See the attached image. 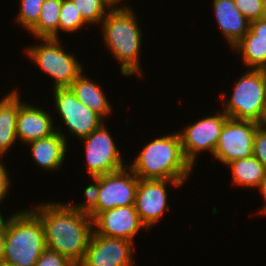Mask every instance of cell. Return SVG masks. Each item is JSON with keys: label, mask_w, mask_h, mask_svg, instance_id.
Instances as JSON below:
<instances>
[{"label": "cell", "mask_w": 266, "mask_h": 266, "mask_svg": "<svg viewBox=\"0 0 266 266\" xmlns=\"http://www.w3.org/2000/svg\"><path fill=\"white\" fill-rule=\"evenodd\" d=\"M96 83L90 77L88 78L84 71L72 82L69 88L85 106L96 112L102 118H107L112 114L113 107L103 92L102 86Z\"/></svg>", "instance_id": "19"}, {"label": "cell", "mask_w": 266, "mask_h": 266, "mask_svg": "<svg viewBox=\"0 0 266 266\" xmlns=\"http://www.w3.org/2000/svg\"><path fill=\"white\" fill-rule=\"evenodd\" d=\"M11 90L0 99V156L3 157L17 141V116L19 106L24 102L17 88Z\"/></svg>", "instance_id": "18"}, {"label": "cell", "mask_w": 266, "mask_h": 266, "mask_svg": "<svg viewBox=\"0 0 266 266\" xmlns=\"http://www.w3.org/2000/svg\"><path fill=\"white\" fill-rule=\"evenodd\" d=\"M1 204H3V203L0 201V206H1ZM1 208H2V207H0V209H1ZM3 222H5V219H4V217H3L2 212L0 211V224L3 223Z\"/></svg>", "instance_id": "35"}, {"label": "cell", "mask_w": 266, "mask_h": 266, "mask_svg": "<svg viewBox=\"0 0 266 266\" xmlns=\"http://www.w3.org/2000/svg\"><path fill=\"white\" fill-rule=\"evenodd\" d=\"M53 99L55 111L59 115L61 122L60 126L56 125V131L64 138L69 140L62 130V124L66 125L67 131L73 134L79 140L88 136L92 131L98 129L104 120L96 112L80 102L70 88L53 89Z\"/></svg>", "instance_id": "7"}, {"label": "cell", "mask_w": 266, "mask_h": 266, "mask_svg": "<svg viewBox=\"0 0 266 266\" xmlns=\"http://www.w3.org/2000/svg\"><path fill=\"white\" fill-rule=\"evenodd\" d=\"M253 156L266 167V124H259L254 136Z\"/></svg>", "instance_id": "29"}, {"label": "cell", "mask_w": 266, "mask_h": 266, "mask_svg": "<svg viewBox=\"0 0 266 266\" xmlns=\"http://www.w3.org/2000/svg\"><path fill=\"white\" fill-rule=\"evenodd\" d=\"M112 9L114 8H127L128 5H124V0H104ZM123 1V2H122Z\"/></svg>", "instance_id": "34"}, {"label": "cell", "mask_w": 266, "mask_h": 266, "mask_svg": "<svg viewBox=\"0 0 266 266\" xmlns=\"http://www.w3.org/2000/svg\"><path fill=\"white\" fill-rule=\"evenodd\" d=\"M82 18L89 24L98 26L112 9L104 0H71ZM96 24V25H95Z\"/></svg>", "instance_id": "23"}, {"label": "cell", "mask_w": 266, "mask_h": 266, "mask_svg": "<svg viewBox=\"0 0 266 266\" xmlns=\"http://www.w3.org/2000/svg\"><path fill=\"white\" fill-rule=\"evenodd\" d=\"M86 25L89 26L76 9L74 3L71 0H62L58 24V38H60V30L69 34L83 29Z\"/></svg>", "instance_id": "24"}, {"label": "cell", "mask_w": 266, "mask_h": 266, "mask_svg": "<svg viewBox=\"0 0 266 266\" xmlns=\"http://www.w3.org/2000/svg\"><path fill=\"white\" fill-rule=\"evenodd\" d=\"M18 210L5 219L3 263L34 266L46 249L45 232L40 218L31 209Z\"/></svg>", "instance_id": "4"}, {"label": "cell", "mask_w": 266, "mask_h": 266, "mask_svg": "<svg viewBox=\"0 0 266 266\" xmlns=\"http://www.w3.org/2000/svg\"><path fill=\"white\" fill-rule=\"evenodd\" d=\"M41 220L46 248L67 257L77 266L85 256L93 233V219L60 201L39 203L31 209Z\"/></svg>", "instance_id": "1"}, {"label": "cell", "mask_w": 266, "mask_h": 266, "mask_svg": "<svg viewBox=\"0 0 266 266\" xmlns=\"http://www.w3.org/2000/svg\"><path fill=\"white\" fill-rule=\"evenodd\" d=\"M235 6L249 21L265 18L266 0H233Z\"/></svg>", "instance_id": "27"}, {"label": "cell", "mask_w": 266, "mask_h": 266, "mask_svg": "<svg viewBox=\"0 0 266 266\" xmlns=\"http://www.w3.org/2000/svg\"><path fill=\"white\" fill-rule=\"evenodd\" d=\"M259 190L261 191V194L263 196V200L265 201L264 206L261 208L262 210H259V212H257L258 214H263L266 211V169H265V173L263 176V180L262 183L259 187Z\"/></svg>", "instance_id": "33"}, {"label": "cell", "mask_w": 266, "mask_h": 266, "mask_svg": "<svg viewBox=\"0 0 266 266\" xmlns=\"http://www.w3.org/2000/svg\"><path fill=\"white\" fill-rule=\"evenodd\" d=\"M44 1L45 0H20V8L15 17V22L21 25L23 29L29 31L36 24Z\"/></svg>", "instance_id": "25"}, {"label": "cell", "mask_w": 266, "mask_h": 266, "mask_svg": "<svg viewBox=\"0 0 266 266\" xmlns=\"http://www.w3.org/2000/svg\"><path fill=\"white\" fill-rule=\"evenodd\" d=\"M236 81L230 99L221 92L222 111L231 119L266 122V70L248 69ZM225 99L227 101H225ZM226 105V106H225Z\"/></svg>", "instance_id": "5"}, {"label": "cell", "mask_w": 266, "mask_h": 266, "mask_svg": "<svg viewBox=\"0 0 266 266\" xmlns=\"http://www.w3.org/2000/svg\"><path fill=\"white\" fill-rule=\"evenodd\" d=\"M141 228L146 229L134 205L115 207L93 218V232L101 236L133 242Z\"/></svg>", "instance_id": "14"}, {"label": "cell", "mask_w": 266, "mask_h": 266, "mask_svg": "<svg viewBox=\"0 0 266 266\" xmlns=\"http://www.w3.org/2000/svg\"><path fill=\"white\" fill-rule=\"evenodd\" d=\"M62 0H45L36 24L28 31L34 38H58Z\"/></svg>", "instance_id": "22"}, {"label": "cell", "mask_w": 266, "mask_h": 266, "mask_svg": "<svg viewBox=\"0 0 266 266\" xmlns=\"http://www.w3.org/2000/svg\"><path fill=\"white\" fill-rule=\"evenodd\" d=\"M113 139L103 123L98 129L79 140L84 143L86 170L90 177L109 174L127 166L125 163L128 162L123 161L119 147Z\"/></svg>", "instance_id": "8"}, {"label": "cell", "mask_w": 266, "mask_h": 266, "mask_svg": "<svg viewBox=\"0 0 266 266\" xmlns=\"http://www.w3.org/2000/svg\"><path fill=\"white\" fill-rule=\"evenodd\" d=\"M35 104L23 102L19 106L16 134L17 140L21 144L48 137L56 132V126L51 114L43 107L34 106Z\"/></svg>", "instance_id": "15"}, {"label": "cell", "mask_w": 266, "mask_h": 266, "mask_svg": "<svg viewBox=\"0 0 266 266\" xmlns=\"http://www.w3.org/2000/svg\"><path fill=\"white\" fill-rule=\"evenodd\" d=\"M0 266H15V265H9V264H6V263H2V264H0Z\"/></svg>", "instance_id": "36"}, {"label": "cell", "mask_w": 266, "mask_h": 266, "mask_svg": "<svg viewBox=\"0 0 266 266\" xmlns=\"http://www.w3.org/2000/svg\"><path fill=\"white\" fill-rule=\"evenodd\" d=\"M139 178L128 166L99 176L97 208L90 214L93 219L98 213L120 206L134 205Z\"/></svg>", "instance_id": "10"}, {"label": "cell", "mask_w": 266, "mask_h": 266, "mask_svg": "<svg viewBox=\"0 0 266 266\" xmlns=\"http://www.w3.org/2000/svg\"><path fill=\"white\" fill-rule=\"evenodd\" d=\"M232 48L235 53H239L244 66L249 69L266 70V41L255 39L250 30Z\"/></svg>", "instance_id": "21"}, {"label": "cell", "mask_w": 266, "mask_h": 266, "mask_svg": "<svg viewBox=\"0 0 266 266\" xmlns=\"http://www.w3.org/2000/svg\"><path fill=\"white\" fill-rule=\"evenodd\" d=\"M2 159L3 156H0V201L4 203L3 201L8 196L7 194L9 193L8 191L10 190L12 180L10 179L9 171L7 172Z\"/></svg>", "instance_id": "30"}, {"label": "cell", "mask_w": 266, "mask_h": 266, "mask_svg": "<svg viewBox=\"0 0 266 266\" xmlns=\"http://www.w3.org/2000/svg\"><path fill=\"white\" fill-rule=\"evenodd\" d=\"M68 141L59 132L26 144L36 165L44 171L61 169L67 155Z\"/></svg>", "instance_id": "17"}, {"label": "cell", "mask_w": 266, "mask_h": 266, "mask_svg": "<svg viewBox=\"0 0 266 266\" xmlns=\"http://www.w3.org/2000/svg\"><path fill=\"white\" fill-rule=\"evenodd\" d=\"M38 45L25 48L28 59L53 79L52 90L69 88L72 82L84 72L82 62L71 52H66L60 38H36ZM42 41V42H41ZM40 44V45H39ZM63 45V46H62Z\"/></svg>", "instance_id": "6"}, {"label": "cell", "mask_w": 266, "mask_h": 266, "mask_svg": "<svg viewBox=\"0 0 266 266\" xmlns=\"http://www.w3.org/2000/svg\"><path fill=\"white\" fill-rule=\"evenodd\" d=\"M128 165L144 180H177L185 182L193 167L186 160L178 132L162 135L148 142Z\"/></svg>", "instance_id": "3"}, {"label": "cell", "mask_w": 266, "mask_h": 266, "mask_svg": "<svg viewBox=\"0 0 266 266\" xmlns=\"http://www.w3.org/2000/svg\"><path fill=\"white\" fill-rule=\"evenodd\" d=\"M259 123L229 118L222 128L214 158L223 165L253 155L254 136Z\"/></svg>", "instance_id": "11"}, {"label": "cell", "mask_w": 266, "mask_h": 266, "mask_svg": "<svg viewBox=\"0 0 266 266\" xmlns=\"http://www.w3.org/2000/svg\"><path fill=\"white\" fill-rule=\"evenodd\" d=\"M249 30L255 35V39L266 41V18L250 22Z\"/></svg>", "instance_id": "31"}, {"label": "cell", "mask_w": 266, "mask_h": 266, "mask_svg": "<svg viewBox=\"0 0 266 266\" xmlns=\"http://www.w3.org/2000/svg\"><path fill=\"white\" fill-rule=\"evenodd\" d=\"M231 171L233 186L259 189L266 167L253 155L226 165Z\"/></svg>", "instance_id": "20"}, {"label": "cell", "mask_w": 266, "mask_h": 266, "mask_svg": "<svg viewBox=\"0 0 266 266\" xmlns=\"http://www.w3.org/2000/svg\"><path fill=\"white\" fill-rule=\"evenodd\" d=\"M132 245L131 241L93 232L84 259L78 266H136Z\"/></svg>", "instance_id": "13"}, {"label": "cell", "mask_w": 266, "mask_h": 266, "mask_svg": "<svg viewBox=\"0 0 266 266\" xmlns=\"http://www.w3.org/2000/svg\"><path fill=\"white\" fill-rule=\"evenodd\" d=\"M213 13L218 28L223 37L230 44V48L236 45L249 31L250 22L235 6L233 0H212Z\"/></svg>", "instance_id": "16"}, {"label": "cell", "mask_w": 266, "mask_h": 266, "mask_svg": "<svg viewBox=\"0 0 266 266\" xmlns=\"http://www.w3.org/2000/svg\"><path fill=\"white\" fill-rule=\"evenodd\" d=\"M133 7L111 9L100 24V32L108 52L120 63V70L125 77L142 76L141 44L142 29ZM134 11V12H133Z\"/></svg>", "instance_id": "2"}, {"label": "cell", "mask_w": 266, "mask_h": 266, "mask_svg": "<svg viewBox=\"0 0 266 266\" xmlns=\"http://www.w3.org/2000/svg\"><path fill=\"white\" fill-rule=\"evenodd\" d=\"M168 185L177 189L184 185L177 180H144L139 179L136 191L134 207L140 218V221L147 229H151L159 222L164 213L169 210L168 205Z\"/></svg>", "instance_id": "12"}, {"label": "cell", "mask_w": 266, "mask_h": 266, "mask_svg": "<svg viewBox=\"0 0 266 266\" xmlns=\"http://www.w3.org/2000/svg\"><path fill=\"white\" fill-rule=\"evenodd\" d=\"M92 179L93 184L87 185L84 190L85 198L83 202L79 204H72L73 202H69L70 206L81 213H86L90 215L96 208L98 202V195H99V176L97 177H90Z\"/></svg>", "instance_id": "26"}, {"label": "cell", "mask_w": 266, "mask_h": 266, "mask_svg": "<svg viewBox=\"0 0 266 266\" xmlns=\"http://www.w3.org/2000/svg\"><path fill=\"white\" fill-rule=\"evenodd\" d=\"M229 117L223 112L198 119L178 132L186 160L195 167L197 155L210 152L212 157L217 147L222 128Z\"/></svg>", "instance_id": "9"}, {"label": "cell", "mask_w": 266, "mask_h": 266, "mask_svg": "<svg viewBox=\"0 0 266 266\" xmlns=\"http://www.w3.org/2000/svg\"><path fill=\"white\" fill-rule=\"evenodd\" d=\"M5 253V222L0 224V264L3 263Z\"/></svg>", "instance_id": "32"}, {"label": "cell", "mask_w": 266, "mask_h": 266, "mask_svg": "<svg viewBox=\"0 0 266 266\" xmlns=\"http://www.w3.org/2000/svg\"><path fill=\"white\" fill-rule=\"evenodd\" d=\"M34 266H77L67 257L46 248Z\"/></svg>", "instance_id": "28"}]
</instances>
